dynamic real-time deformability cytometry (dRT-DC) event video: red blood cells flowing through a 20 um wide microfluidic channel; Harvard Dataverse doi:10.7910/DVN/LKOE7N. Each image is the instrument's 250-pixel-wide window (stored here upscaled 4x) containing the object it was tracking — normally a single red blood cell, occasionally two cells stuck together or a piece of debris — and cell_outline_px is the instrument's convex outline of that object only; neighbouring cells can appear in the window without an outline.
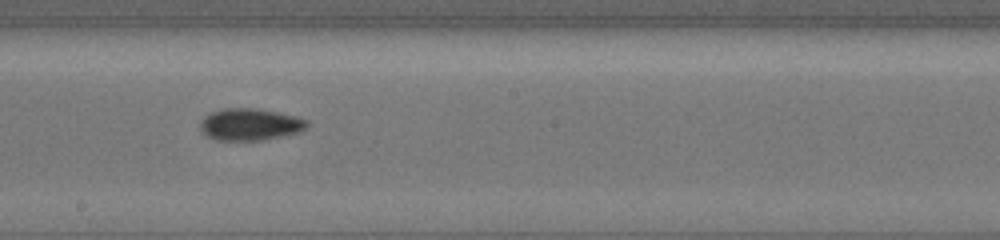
{"species": "common noctule bat (a hibernating species)", "species_latin": "Nyctalus noctula", "temperature_condition": "cold", "stored_images_in_passage": 17, "camera_frame_rate_fps": 3000, "um_per_image_px": 0.085, "animal": {"sex": "female", "body_mass_g": 19.5, "forearm_length_mm": 54.1}, "frame": {"image": 1, "passage_image": 15, "time_ms": 12.0, "image_size_px": [1000, 240], "cell_outline_px": [[308, 128], [300, 132], [260, 140], [216, 140], [208, 136], [200, 128], [200, 124], [204, 116], [212, 112], [224, 108], [252, 108], [276, 112], [296, 116], [308, 120]], "centroid_in_image_um": [21.27, 10.57], "position_along_channel_um": 226.9, "area_um2": 19.71}}
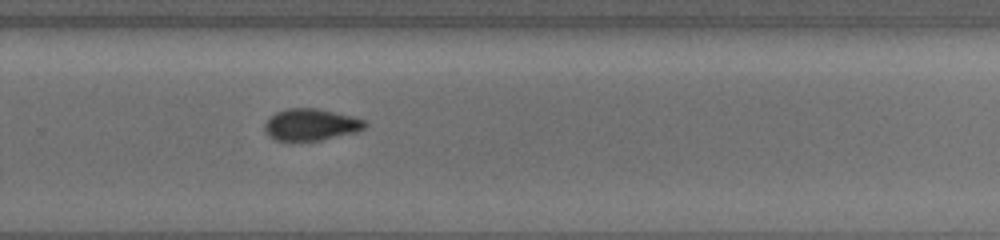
{"frame": {"image": 2, "passage_image": 17, "time_ms": 14.0, "image_size_px": [1000, 240], "cell_outline_px": [[368, 124], [364, 128], [352, 132], [320, 140], [276, 140], [268, 136], [264, 132], [264, 124], [268, 116], [276, 112], [288, 108], [320, 108], [368, 120]], "centroid_in_image_um": [26.39, 10.57], "position_along_channel_um": 303.4, "area_um2": 18.61}}